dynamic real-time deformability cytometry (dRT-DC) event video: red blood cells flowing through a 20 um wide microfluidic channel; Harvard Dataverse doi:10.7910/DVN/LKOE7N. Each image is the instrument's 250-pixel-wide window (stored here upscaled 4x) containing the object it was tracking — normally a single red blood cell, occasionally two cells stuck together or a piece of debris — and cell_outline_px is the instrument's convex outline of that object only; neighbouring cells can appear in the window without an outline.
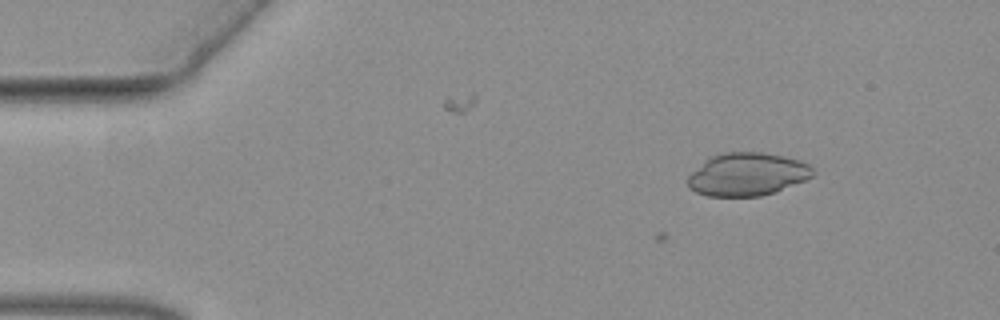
{"species": "common noctule bat (a hibernating species)", "species_latin": "Nyctalus noctula", "temperature_condition": "warm", "stored_images_in_passage": 10, "camera_frame_rate_fps": 3000, "um_per_image_px": 0.085, "animal": {"sex": "female", "body_mass_g": 19.3, "forearm_length_mm": 54.1}, "frame": {"image": 1, "passage_image": 10, "time_ms": 3.0, "image_size_px": [1000, 320], "cell_outline_px": [[816, 172], [812, 176], [804, 180], [772, 192], [760, 196], [708, 196], [696, 192], [688, 188], [688, 176], [708, 156], [724, 152], [760, 152], [784, 156], [800, 160], [808, 164]], "centroid_in_image_um": [63.48, 14.8], "position_along_channel_um": 21.5, "area_um2": 31.21}}